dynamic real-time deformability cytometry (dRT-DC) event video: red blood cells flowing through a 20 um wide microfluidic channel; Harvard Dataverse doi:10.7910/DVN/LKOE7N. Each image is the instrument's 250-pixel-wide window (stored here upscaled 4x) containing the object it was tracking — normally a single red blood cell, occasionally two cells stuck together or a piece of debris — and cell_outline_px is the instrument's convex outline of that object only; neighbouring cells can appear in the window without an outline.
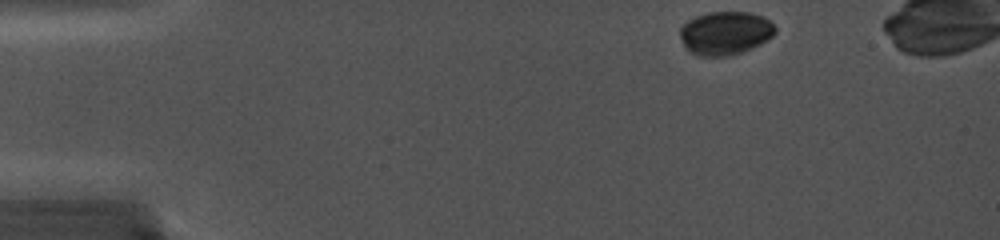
{"species": "common noctule bat (a hibernating species)", "species_latin": "Nyctalus noctula", "temperature_condition": "cold", "stored_images_in_passage": 40, "camera_frame_rate_fps": 5000, "um_per_image_px": 0.085, "animal": {"sex": "female", "body_mass_g": 19.0, "forearm_length_mm": 56.7}, "frame": {"image": 1, "passage_image": 1, "time_ms": 0.0, "image_size_px": [1000, 240], "cell_outline_px": [[776, 32], [772, 36], [760, 44], [752, 48], [728, 56], [696, 56], [688, 52], [684, 48], [680, 36], [680, 28], [688, 20], [696, 16], [708, 12], [748, 12], [764, 16], [776, 28]], "centroid_in_image_um": [61.61, 2.82], "position_along_channel_um": 23.4, "area_um2": 24.22}}
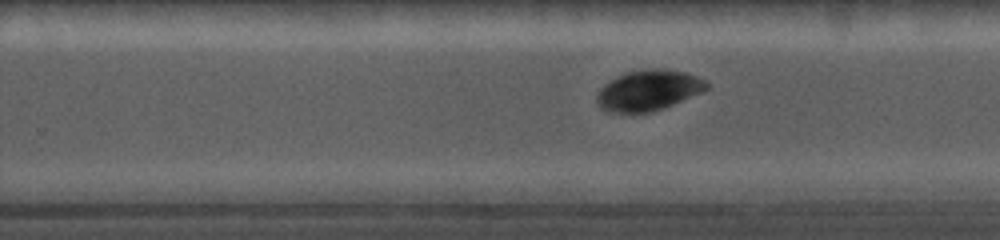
{"frame": {"image": 2, "passage_image": 25, "time_ms": 9.0, "image_size_px": [1000, 240], "cell_outline_px": [[708, 88], [700, 92], [664, 108], [652, 112], [608, 112], [600, 108], [596, 104], [596, 96], [600, 88], [604, 84], [628, 72], [652, 68], [684, 72], [696, 76], [704, 80], [708, 84]], "centroid_in_image_um": [55.08, 7.7], "position_along_channel_um": 274.7, "area_um2": 25.49}}
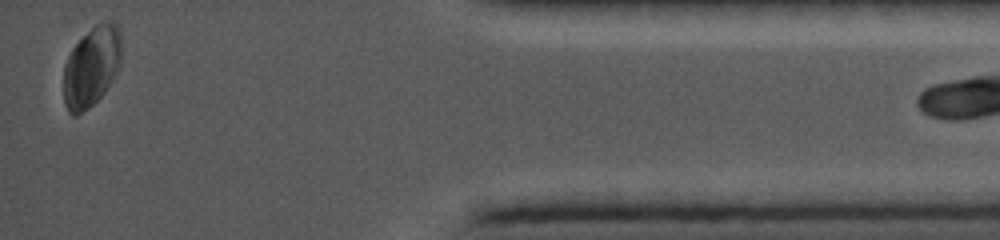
{"frame": {"image": 3, "passage_image": 39, "time_ms": 14.0, "image_size_px": [1000, 240], "cell_outline_px": [[120, 64], [104, 92], [88, 108], [76, 116], [72, 116], [68, 112], [64, 104], [64, 64], [72, 48], [96, 24], [116, 24], [120, 32]], "centroid_in_image_um": [7.74, 5.72], "position_along_channel_um": 427.5, "area_um2": 26.3}}